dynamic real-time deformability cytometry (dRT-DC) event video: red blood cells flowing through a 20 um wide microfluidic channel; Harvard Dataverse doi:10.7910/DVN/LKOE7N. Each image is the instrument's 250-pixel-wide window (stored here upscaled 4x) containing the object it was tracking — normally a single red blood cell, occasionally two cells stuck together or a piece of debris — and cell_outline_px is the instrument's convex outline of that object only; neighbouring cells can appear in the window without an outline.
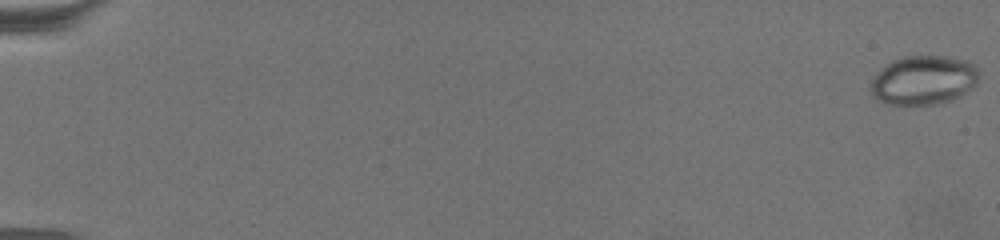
{"species": "common noctule bat (a hibernating species)", "species_latin": "Nyctalus noctula", "temperature_condition": "warm", "stored_images_in_passage": 70, "camera_frame_rate_fps": 3000, "um_per_image_px": 0.085, "animal": {"sex": "female", "body_mass_g": 19.5, "forearm_length_mm": 54.1}, "frame": {"image": 1, "passage_image": 1, "time_ms": 0.0, "image_size_px": [1000, 240], "cell_outline_px": [[976, 84], [960, 96], [952, 100], [936, 104], [888, 104], [872, 96], [868, 88], [872, 80], [892, 60], [904, 56], [944, 56], [964, 60], [972, 64], [976, 68]], "centroid_in_image_um": [78.47, 6.82], "position_along_channel_um": 6.5, "area_um2": 30.52}}
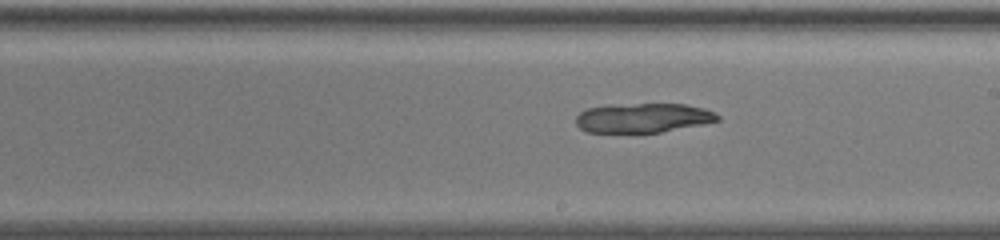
{"frame": {"image": 2, "passage_image": 43, "time_ms": 14.0, "image_size_px": [1000, 240], "cell_outline_px": [[720, 120], [704, 124], [660, 132], [636, 136], [588, 132], [580, 128], [576, 124], [576, 116], [580, 112], [588, 108], [612, 104], [684, 104], [704, 108], [716, 112], [720, 116]], "centroid_in_image_um": [54.63, 10.07], "position_along_channel_um": 234.4, "area_um2": 25.37}}
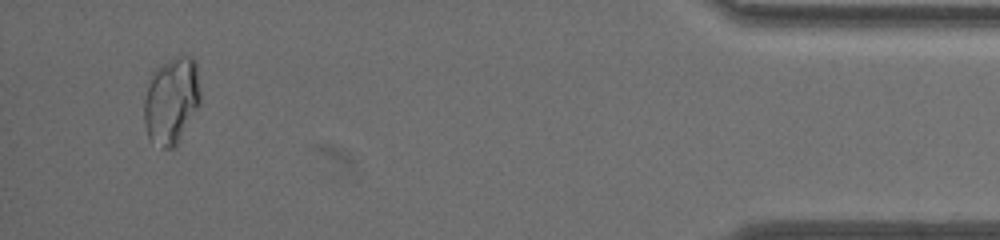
{"frame": {"image": 3, "passage_image": 67, "time_ms": 22.0, "image_size_px": [1000, 240], "cell_outline_px": [[200, 104], [176, 148], [160, 148], [148, 136], [144, 120], [144, 100], [152, 72], [156, 68], [180, 56], [192, 56], [196, 60], [200, 92]], "centroid_in_image_um": [14.59, 8.59], "position_along_channel_um": 420.6, "area_um2": 28.5}}